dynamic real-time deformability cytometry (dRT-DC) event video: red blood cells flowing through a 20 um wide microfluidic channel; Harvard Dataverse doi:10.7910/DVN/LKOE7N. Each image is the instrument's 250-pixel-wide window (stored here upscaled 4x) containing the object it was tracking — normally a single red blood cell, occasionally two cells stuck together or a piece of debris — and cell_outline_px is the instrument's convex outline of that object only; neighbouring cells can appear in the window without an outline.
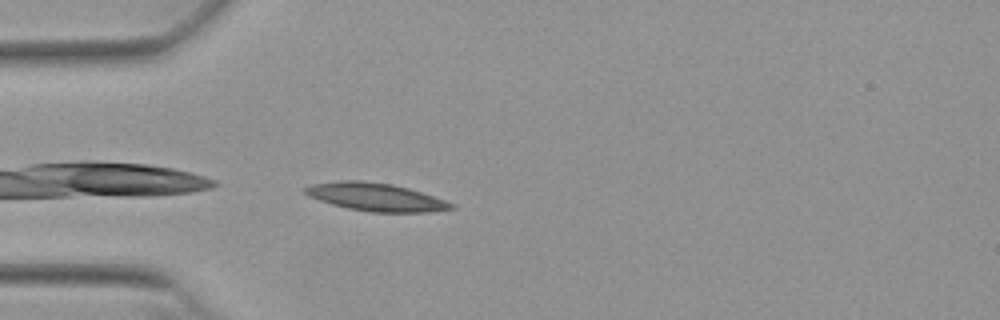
{"species": "Egyptian fruit bat (a non-hibernating species)", "species_latin": "Rousettus aegyptiacus", "temperature_condition": "warm", "stored_images_in_passage": 40, "camera_frame_rate_fps": 3000, "um_per_image_px": 0.085, "animal": {"sex": "female"}, "frame": {"image": 1, "passage_image": 2, "time_ms": 0.333, "image_size_px": [1000, 320], "cell_outline_px": [[456, 208], [428, 212], [372, 212], [348, 208], [332, 204], [308, 196], [304, 192], [304, 188], [312, 184], [340, 180], [360, 180], [392, 184], [408, 188], [456, 204]], "centroid_in_image_um": [31.94, 16.74], "position_along_channel_um": 53.1, "area_um2": 23.64}}
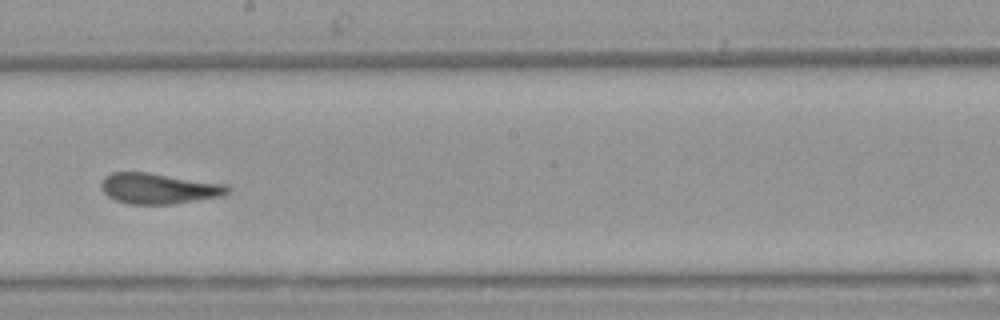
{"frame": {"image": 2, "passage_image": 17, "time_ms": 5.333, "image_size_px": [1000, 320], "cell_outline_px": [[232, 192], [220, 196], [172, 204], [128, 204], [116, 200], [108, 196], [100, 188], [100, 184], [104, 176], [112, 172], [148, 172], [228, 184], [232, 188]], "centroid_in_image_um": [13.51, 16.01], "position_along_channel_um": 234.7, "area_um2": 22.83}}
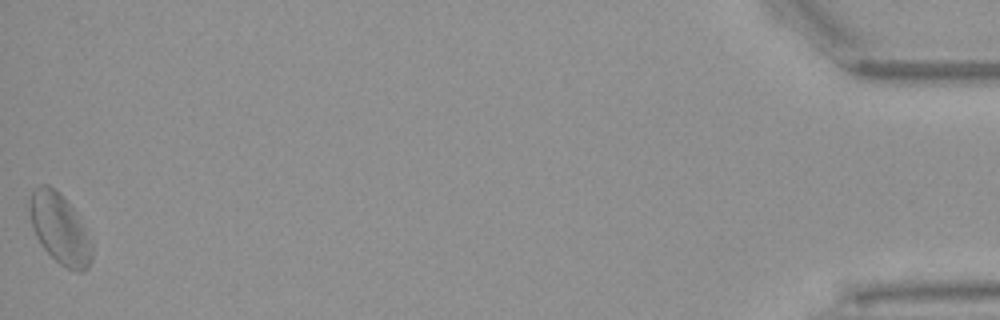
{"frame": {"image": 3, "passage_image": 40, "time_ms": 13.0, "image_size_px": [1000, 320], "cell_outline_px": [[92, 260], [88, 268], [84, 272], [76, 272], [60, 264], [40, 244], [32, 228], [28, 208], [28, 200], [32, 192], [40, 184], [48, 184], [60, 192], [72, 208], [92, 248]], "centroid_in_image_um": [5.02, 19.44], "position_along_channel_um": 430.2, "area_um2": 25.03}, "authors_computed_cell_mechanics": {"area_um2": 22.9466, "velocity_mm_per_s": 3.8175, "shape_relaxation_time_tau1_ms": 4.9058, "shape_relaxation_time_tau2_ms": 2.3839, "deformation_change_tau1": 0.1156, "deformation_change_tau2": 0.1094}}